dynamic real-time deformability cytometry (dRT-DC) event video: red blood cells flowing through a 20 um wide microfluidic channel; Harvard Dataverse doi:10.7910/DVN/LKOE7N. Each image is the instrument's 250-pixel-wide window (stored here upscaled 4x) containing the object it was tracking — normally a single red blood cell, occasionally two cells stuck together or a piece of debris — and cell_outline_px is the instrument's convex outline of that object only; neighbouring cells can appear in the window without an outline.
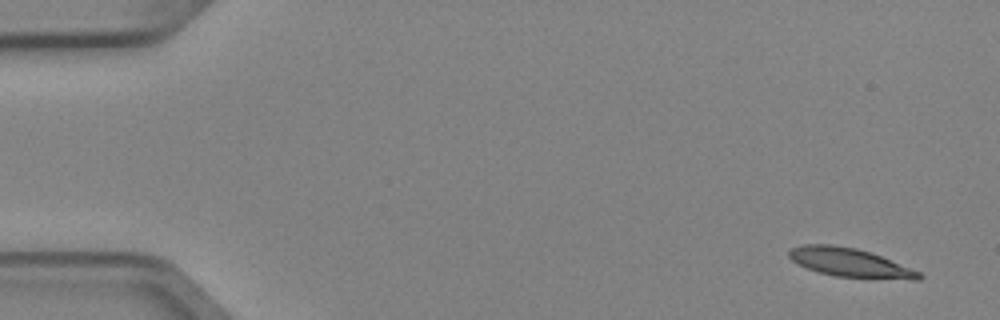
{"species": "Egyptian fruit bat (a non-hibernating species)", "species_latin": "Rousettus aegyptiacus", "temperature_condition": "cold", "stored_images_in_passage": 5, "camera_frame_rate_fps": 3000, "um_per_image_px": 0.085, "animal": {"sex": "female"}, "frame": {"image": 1, "passage_image": 1, "time_ms": 0.0, "image_size_px": [1000, 320], "cell_outline_px": [[924, 276], [920, 280], [912, 280], [836, 276], [820, 272], [808, 268], [792, 260], [788, 256], [788, 252], [792, 248], [804, 244], [832, 244], [856, 248], [880, 256], [920, 272]], "centroid_in_image_um": [72.25, 22.32], "position_along_channel_um": 12.7, "area_um2": 21.44}}
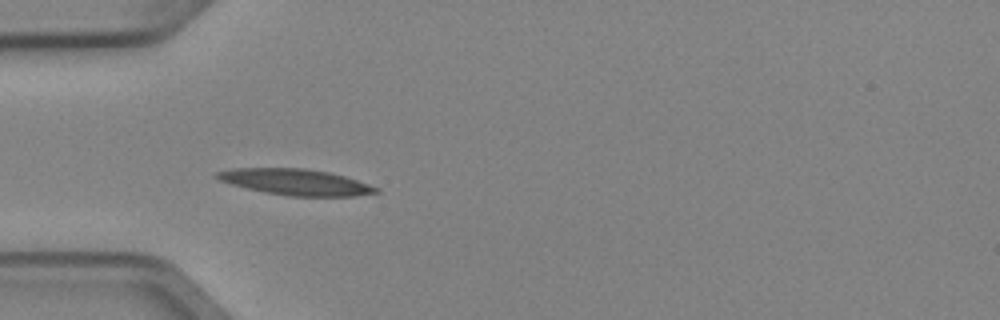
{"frame": {"image": 2, "passage_image": 4, "time_ms": 1.0, "image_size_px": [1000, 320], "cell_outline_px": [[380, 192], [352, 196], [288, 196], [264, 192], [232, 184], [220, 180], [212, 176], [216, 172], [232, 168], [304, 168], [328, 172], [344, 176], [380, 188]], "centroid_in_image_um": [25.11, 15.47], "position_along_channel_um": 59.9, "area_um2": 24.04}}
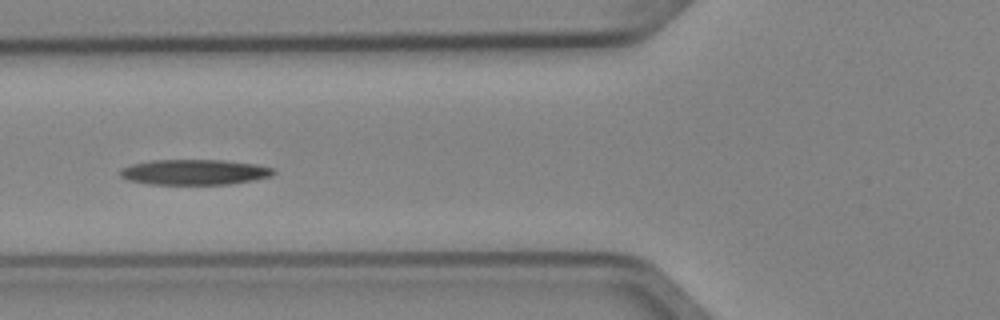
{"frame": {"image": 3, "passage_image": 5, "time_ms": 1.333, "image_size_px": [1000, 320], "cell_outline_px": [[276, 172], [272, 176], [252, 180], [228, 184], [148, 184], [128, 180], [120, 176], [120, 168], [132, 164], [152, 160], [224, 160], [256, 164], [272, 168]], "centroid_in_image_um": [16.51, 14.62], "position_along_channel_um": 109.3, "area_um2": 22.66}}